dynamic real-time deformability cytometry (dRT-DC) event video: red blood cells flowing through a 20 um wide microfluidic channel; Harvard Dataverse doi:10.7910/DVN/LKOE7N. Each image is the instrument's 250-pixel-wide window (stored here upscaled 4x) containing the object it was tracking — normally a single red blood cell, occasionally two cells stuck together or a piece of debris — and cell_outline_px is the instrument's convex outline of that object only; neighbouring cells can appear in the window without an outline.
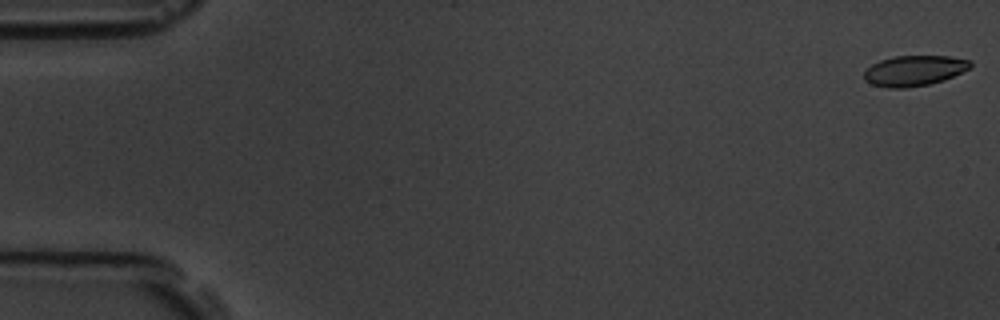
{"species": "common noctule bat (a hibernating species)", "species_latin": "Nyctalus noctula", "temperature_condition": "room temperature", "stored_images_in_passage": 58, "camera_frame_rate_fps": 3000, "um_per_image_px": 0.085, "animal": {"sex": "male", "body_mass_g": 19.5, "forearm_length_mm": 54.6}, "frame": {"image": 1, "passage_image": 1, "time_ms": 0.0, "image_size_px": [1000, 320], "cell_outline_px": [[972, 64], [968, 68], [944, 80], [928, 84], [908, 88], [888, 88], [872, 84], [864, 80], [864, 72], [872, 64], [880, 60], [896, 56], [948, 56], [972, 60]], "centroid_in_image_um": [77.69, 6.01], "position_along_channel_um": 7.3, "area_um2": 18.73}}
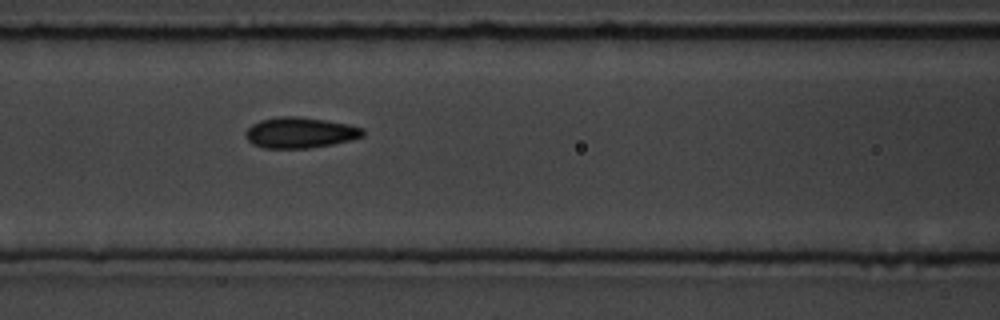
{"frame": {"image": 2, "passage_image": 25, "time_ms": 8.0, "image_size_px": [1000, 320], "cell_outline_px": [[364, 136], [332, 144], [308, 148], [264, 148], [252, 144], [244, 136], [244, 132], [252, 124], [260, 120], [280, 116], [300, 116], [348, 124], [364, 128]], "centroid_in_image_um": [25.47, 11.27], "position_along_channel_um": 141.1, "area_um2": 21.04}}
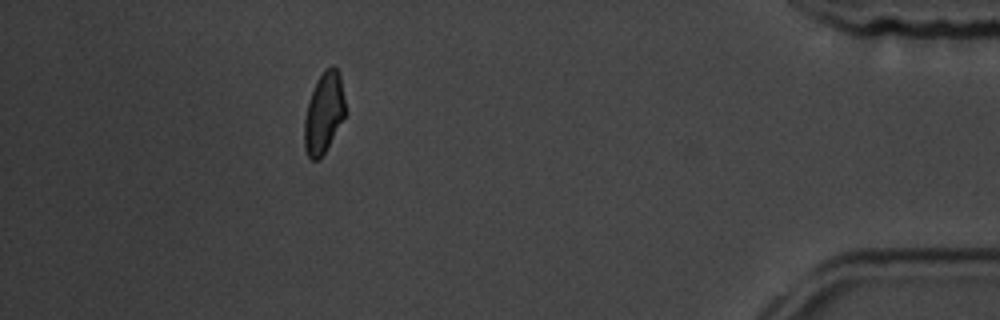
{"frame": {"image": 3, "passage_image": 52, "time_ms": 17.0, "image_size_px": [1000, 320], "cell_outline_px": [[344, 116], [320, 160], [312, 160], [308, 156], [304, 148], [304, 120], [308, 100], [316, 80], [332, 64], [340, 72], [344, 100]], "centroid_in_image_um": [27.49, 9.6], "position_along_channel_um": 407.7, "area_um2": 19.02}, "authors_computed_cell_mechanics": {"area_um2": 20.1144, "velocity_mm_per_s": 3.5487, "shape_relaxation_time_tau1_ms": 3.061, "shape_relaxation_time_tau2_ms": 2.8518, "deformation_change_tau1": 0.0965, "deformation_change_tau2": 0.0588}}